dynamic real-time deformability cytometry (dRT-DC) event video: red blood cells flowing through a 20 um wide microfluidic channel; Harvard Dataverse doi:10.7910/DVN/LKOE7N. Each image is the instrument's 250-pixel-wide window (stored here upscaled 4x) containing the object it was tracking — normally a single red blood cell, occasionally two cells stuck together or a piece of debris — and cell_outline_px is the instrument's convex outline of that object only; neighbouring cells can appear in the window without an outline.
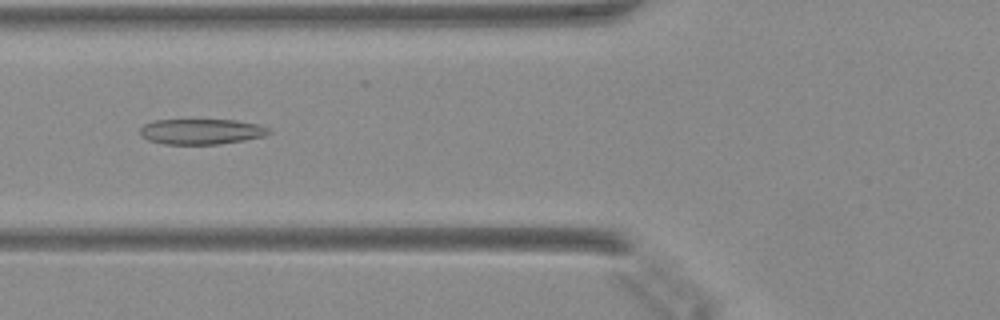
{"species": "Egyptian fruit bat (a non-hibernating species)", "species_latin": "Rousettus aegyptiacus", "temperature_condition": "warm", "stored_images_in_passage": 36, "camera_frame_rate_fps": 3000, "um_per_image_px": 0.085, "animal": {"sex": "female"}, "frame": {"image": 1, "passage_image": 7, "time_ms": 2.0, "image_size_px": [1000, 320], "cell_outline_px": [[272, 132], [264, 136], [244, 140], [216, 144], [164, 144], [148, 140], [140, 132], [140, 128], [144, 124], [152, 120], [236, 120], [256, 124], [268, 128]], "centroid_in_image_um": [17.1, 11.18], "position_along_channel_um": 108.7, "area_um2": 18.96}}
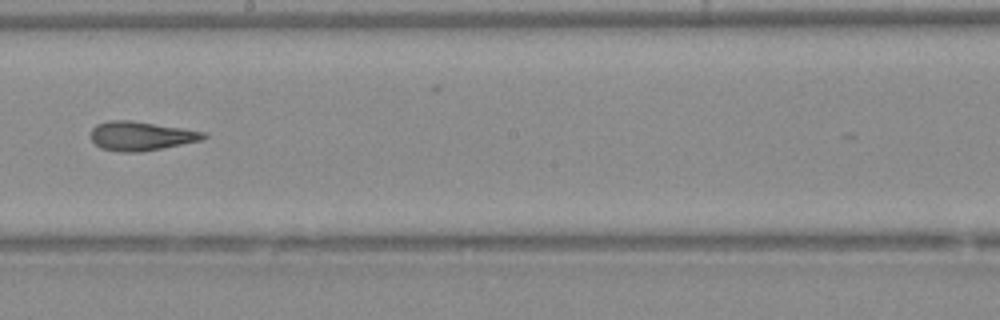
{"frame": {"image": 2, "passage_image": 16, "time_ms": 5.0, "image_size_px": [1000, 320], "cell_outline_px": [[208, 136], [200, 140], [140, 152], [124, 152], [100, 148], [92, 140], [92, 128], [96, 124], [108, 120], [128, 120], [180, 128], [204, 132]], "centroid_in_image_um": [11.93, 11.55], "position_along_channel_um": 236.3, "area_um2": 18.61}}
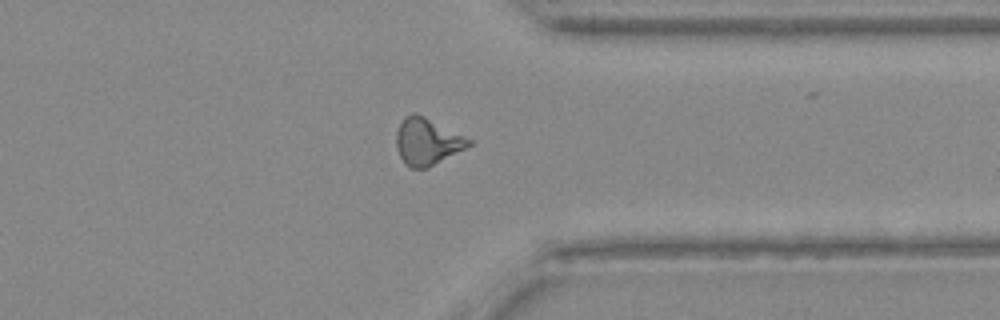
{"frame": {"image": 3, "passage_image": 26, "time_ms": 8.333, "image_size_px": [1000, 320], "cell_outline_px": [[472, 144], [424, 168], [412, 168], [404, 164], [396, 148], [396, 132], [404, 116], [412, 112], [416, 112], [472, 140]], "centroid_in_image_um": [36.25, 12.0], "position_along_channel_um": 375.2, "area_um2": 19.31}}